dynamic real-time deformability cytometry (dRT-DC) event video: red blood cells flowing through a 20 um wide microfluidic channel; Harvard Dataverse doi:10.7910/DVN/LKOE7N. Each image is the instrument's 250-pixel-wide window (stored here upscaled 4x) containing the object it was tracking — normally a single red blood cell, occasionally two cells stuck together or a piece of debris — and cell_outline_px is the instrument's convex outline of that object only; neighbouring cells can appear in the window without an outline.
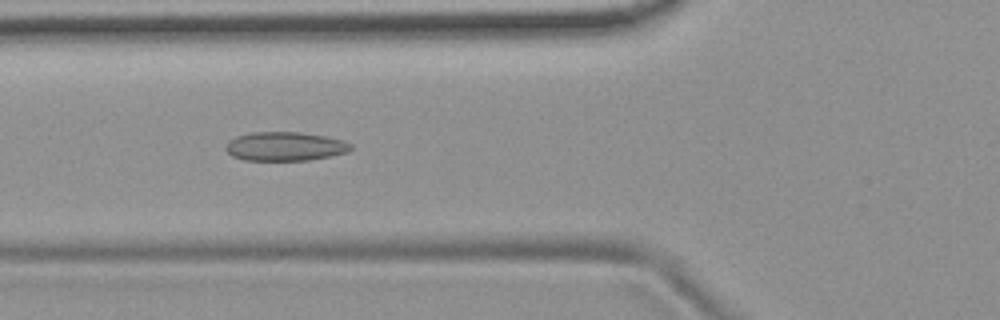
{"species": "common noctule bat (a hibernating species)", "species_latin": "Nyctalus noctula", "temperature_condition": "room temperature", "stored_images_in_passage": 53, "camera_frame_rate_fps": 3000, "um_per_image_px": 0.085, "animal": {"sex": "female", "body_mass_g": 19.9}, "frame": {"image": 1, "passage_image": 19, "time_ms": 6.0, "image_size_px": [1000, 320], "cell_outline_px": [[352, 148], [348, 152], [332, 156], [308, 160], [244, 160], [232, 156], [224, 148], [228, 140], [236, 136], [252, 132], [300, 132], [324, 136], [344, 140], [352, 144]], "centroid_in_image_um": [24.23, 12.44], "position_along_channel_um": 101.6, "area_um2": 21.21}}
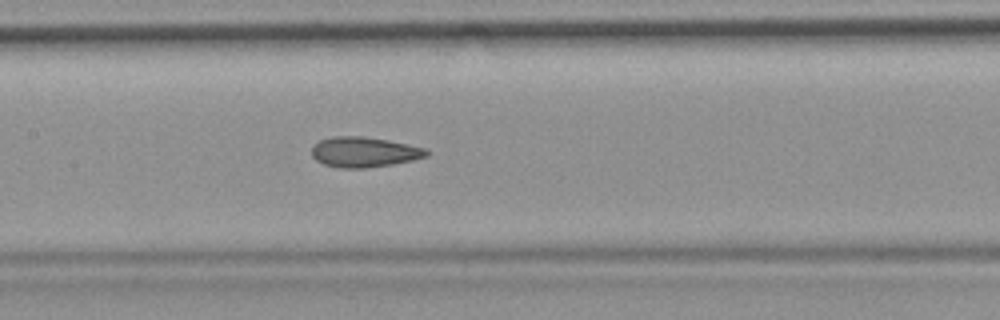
{"frame": {"image": 2, "passage_image": 25, "time_ms": 8.0, "image_size_px": [1000, 320], "cell_outline_px": [[428, 156], [412, 160], [392, 164], [364, 168], [340, 168], [324, 164], [316, 160], [312, 156], [312, 148], [320, 140], [332, 136], [364, 136], [388, 140], [428, 148]], "centroid_in_image_um": [30.97, 12.92], "position_along_channel_um": 176.4, "area_um2": 20.23}}
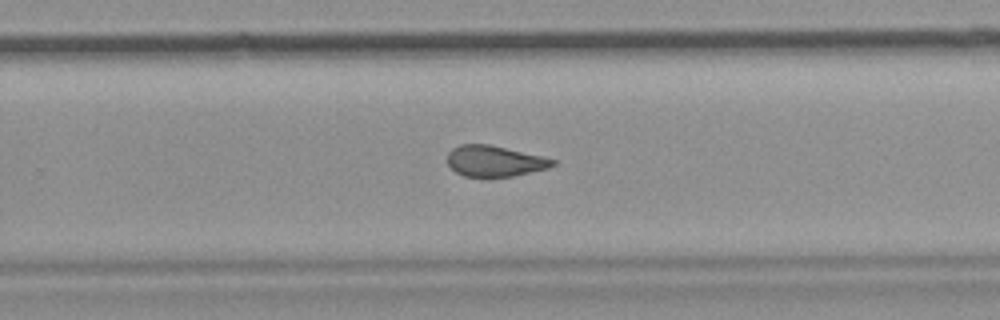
{"frame": {"image": 3, "passage_image": 34, "time_ms": 11.0, "image_size_px": [1000, 320], "cell_outline_px": [[556, 164], [548, 168], [512, 176], [464, 176], [456, 172], [448, 164], [448, 152], [452, 148], [460, 144], [488, 144], [540, 156], [556, 160]], "centroid_in_image_um": [42.02, 13.68], "position_along_channel_um": 287.8, "area_um2": 18.61}, "authors_computed_cell_mechanics": {"area_um2": 20.2878, "velocity_mm_per_s": 3.7307, "shape_relaxation_time_tau1_ms": null, "shape_relaxation_time_tau2_ms": 2.194, "deformation_change_tau1": null, "deformation_change_tau2": 0.092}}